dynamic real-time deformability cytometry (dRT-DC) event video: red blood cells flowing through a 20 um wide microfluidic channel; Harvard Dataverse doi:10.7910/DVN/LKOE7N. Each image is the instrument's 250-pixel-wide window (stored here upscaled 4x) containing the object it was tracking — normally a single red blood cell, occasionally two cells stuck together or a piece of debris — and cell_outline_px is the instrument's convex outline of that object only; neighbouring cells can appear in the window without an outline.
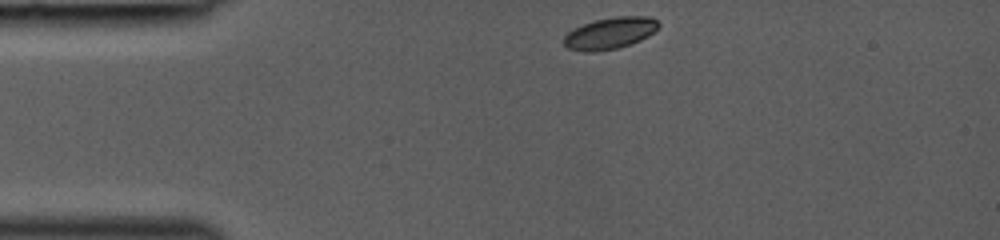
{"species": "common noctule bat (a hibernating species)", "species_latin": "Nyctalus noctula", "temperature_condition": "room temperature", "stored_images_in_passage": 30, "camera_frame_rate_fps": 3000, "um_per_image_px": 0.085, "animal": {"sex": "female", "body_mass_g": 19.0, "forearm_length_mm": 53.3}, "frame": {"image": 1, "passage_image": 1, "time_ms": 0.0, "image_size_px": [1000, 240], "cell_outline_px": [[660, 24], [648, 36], [640, 40], [616, 48], [596, 52], [584, 52], [568, 48], [564, 44], [564, 36], [572, 28], [596, 20], [616, 16], [652, 16]], "centroid_in_image_um": [51.83, 2.81], "position_along_channel_um": 33.2, "area_um2": 17.34}}
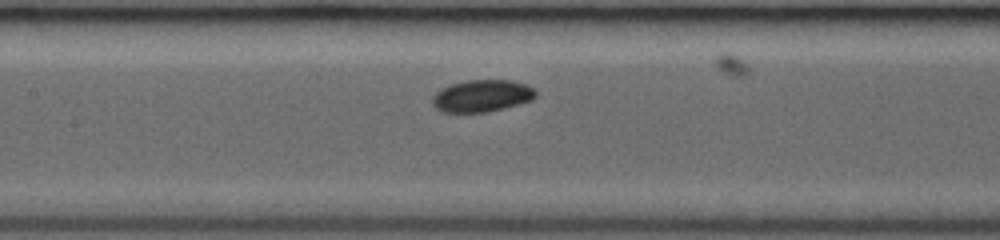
{"frame": {"image": 2, "passage_image": 13, "time_ms": 4.0, "image_size_px": [1000, 240], "cell_outline_px": [[536, 96], [532, 100], [488, 112], [440, 112], [432, 104], [432, 96], [440, 88], [452, 84], [468, 80], [512, 80], [528, 84], [536, 88]], "centroid_in_image_um": [40.97, 8.14], "position_along_channel_um": 166.4, "area_um2": 19.48}}
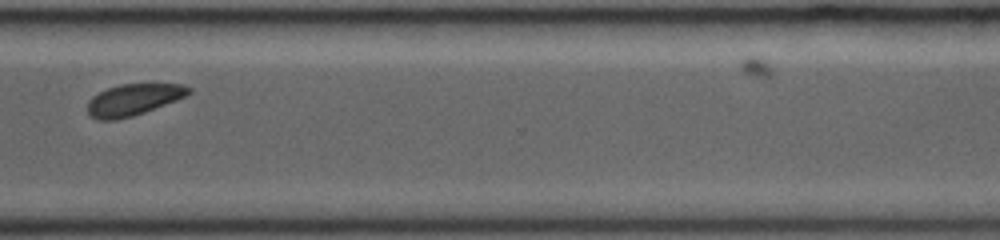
{"frame": {"image": 3, "passage_image": 26, "time_ms": 8.333, "image_size_px": [1000, 240], "cell_outline_px": [[192, 92], [176, 100], [144, 112], [132, 116], [116, 120], [100, 120], [88, 116], [88, 100], [92, 96], [108, 88], [120, 84], [184, 84], [192, 88]], "centroid_in_image_um": [11.32, 8.47], "position_along_channel_um": 359.3, "area_um2": 18.5}}